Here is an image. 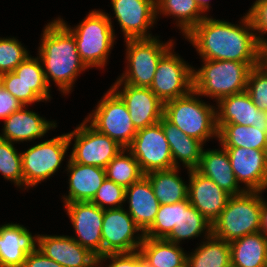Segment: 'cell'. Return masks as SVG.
<instances>
[{
	"instance_id": "cell-22",
	"label": "cell",
	"mask_w": 267,
	"mask_h": 267,
	"mask_svg": "<svg viewBox=\"0 0 267 267\" xmlns=\"http://www.w3.org/2000/svg\"><path fill=\"white\" fill-rule=\"evenodd\" d=\"M38 246V233L20 223L0 225V267H23L27 254Z\"/></svg>"
},
{
	"instance_id": "cell-49",
	"label": "cell",
	"mask_w": 267,
	"mask_h": 267,
	"mask_svg": "<svg viewBox=\"0 0 267 267\" xmlns=\"http://www.w3.org/2000/svg\"><path fill=\"white\" fill-rule=\"evenodd\" d=\"M175 267H190V265H189V263H188V261L186 259L183 263H181V264H179L178 266H175Z\"/></svg>"
},
{
	"instance_id": "cell-44",
	"label": "cell",
	"mask_w": 267,
	"mask_h": 267,
	"mask_svg": "<svg viewBox=\"0 0 267 267\" xmlns=\"http://www.w3.org/2000/svg\"><path fill=\"white\" fill-rule=\"evenodd\" d=\"M22 106L13 95L2 86L0 87V120L3 121Z\"/></svg>"
},
{
	"instance_id": "cell-33",
	"label": "cell",
	"mask_w": 267,
	"mask_h": 267,
	"mask_svg": "<svg viewBox=\"0 0 267 267\" xmlns=\"http://www.w3.org/2000/svg\"><path fill=\"white\" fill-rule=\"evenodd\" d=\"M218 142L223 147H242L264 150L267 143V131L264 127L224 124L218 130Z\"/></svg>"
},
{
	"instance_id": "cell-23",
	"label": "cell",
	"mask_w": 267,
	"mask_h": 267,
	"mask_svg": "<svg viewBox=\"0 0 267 267\" xmlns=\"http://www.w3.org/2000/svg\"><path fill=\"white\" fill-rule=\"evenodd\" d=\"M68 194L62 195V202H91L106 178L104 168L82 165L66 158ZM69 174V175H68Z\"/></svg>"
},
{
	"instance_id": "cell-13",
	"label": "cell",
	"mask_w": 267,
	"mask_h": 267,
	"mask_svg": "<svg viewBox=\"0 0 267 267\" xmlns=\"http://www.w3.org/2000/svg\"><path fill=\"white\" fill-rule=\"evenodd\" d=\"M127 149L136 158L144 175L174 168L169 143L159 122L137 130Z\"/></svg>"
},
{
	"instance_id": "cell-28",
	"label": "cell",
	"mask_w": 267,
	"mask_h": 267,
	"mask_svg": "<svg viewBox=\"0 0 267 267\" xmlns=\"http://www.w3.org/2000/svg\"><path fill=\"white\" fill-rule=\"evenodd\" d=\"M138 251L147 267H175L187 259V251L182 245L166 238L144 237Z\"/></svg>"
},
{
	"instance_id": "cell-40",
	"label": "cell",
	"mask_w": 267,
	"mask_h": 267,
	"mask_svg": "<svg viewBox=\"0 0 267 267\" xmlns=\"http://www.w3.org/2000/svg\"><path fill=\"white\" fill-rule=\"evenodd\" d=\"M91 203L101 209H114L125 206V188L105 178Z\"/></svg>"
},
{
	"instance_id": "cell-31",
	"label": "cell",
	"mask_w": 267,
	"mask_h": 267,
	"mask_svg": "<svg viewBox=\"0 0 267 267\" xmlns=\"http://www.w3.org/2000/svg\"><path fill=\"white\" fill-rule=\"evenodd\" d=\"M201 240L195 250L187 253L190 267H231L229 242L213 234Z\"/></svg>"
},
{
	"instance_id": "cell-25",
	"label": "cell",
	"mask_w": 267,
	"mask_h": 267,
	"mask_svg": "<svg viewBox=\"0 0 267 267\" xmlns=\"http://www.w3.org/2000/svg\"><path fill=\"white\" fill-rule=\"evenodd\" d=\"M219 146L218 149L207 148L206 150L203 148L201 160L196 170L211 178L231 196L244 193L245 190L236 180L226 149L221 144Z\"/></svg>"
},
{
	"instance_id": "cell-9",
	"label": "cell",
	"mask_w": 267,
	"mask_h": 267,
	"mask_svg": "<svg viewBox=\"0 0 267 267\" xmlns=\"http://www.w3.org/2000/svg\"><path fill=\"white\" fill-rule=\"evenodd\" d=\"M84 119L123 148L131 145L137 133L125 103L111 88Z\"/></svg>"
},
{
	"instance_id": "cell-2",
	"label": "cell",
	"mask_w": 267,
	"mask_h": 267,
	"mask_svg": "<svg viewBox=\"0 0 267 267\" xmlns=\"http://www.w3.org/2000/svg\"><path fill=\"white\" fill-rule=\"evenodd\" d=\"M42 32L37 56L46 82L50 87L53 81L61 95L71 94L77 77L88 70L80 59L75 38L57 18L47 23Z\"/></svg>"
},
{
	"instance_id": "cell-8",
	"label": "cell",
	"mask_w": 267,
	"mask_h": 267,
	"mask_svg": "<svg viewBox=\"0 0 267 267\" xmlns=\"http://www.w3.org/2000/svg\"><path fill=\"white\" fill-rule=\"evenodd\" d=\"M69 147L67 133H63L21 151L23 189L28 191L54 176L68 156Z\"/></svg>"
},
{
	"instance_id": "cell-41",
	"label": "cell",
	"mask_w": 267,
	"mask_h": 267,
	"mask_svg": "<svg viewBox=\"0 0 267 267\" xmlns=\"http://www.w3.org/2000/svg\"><path fill=\"white\" fill-rule=\"evenodd\" d=\"M2 87L13 95L23 106L44 102L21 78L13 71L3 74Z\"/></svg>"
},
{
	"instance_id": "cell-34",
	"label": "cell",
	"mask_w": 267,
	"mask_h": 267,
	"mask_svg": "<svg viewBox=\"0 0 267 267\" xmlns=\"http://www.w3.org/2000/svg\"><path fill=\"white\" fill-rule=\"evenodd\" d=\"M106 178L125 189L138 181L142 173L136 158L124 148L106 167Z\"/></svg>"
},
{
	"instance_id": "cell-19",
	"label": "cell",
	"mask_w": 267,
	"mask_h": 267,
	"mask_svg": "<svg viewBox=\"0 0 267 267\" xmlns=\"http://www.w3.org/2000/svg\"><path fill=\"white\" fill-rule=\"evenodd\" d=\"M22 106L3 120L0 138L14 144L24 142H34L46 136L48 131L57 128L56 121L47 120L35 111Z\"/></svg>"
},
{
	"instance_id": "cell-15",
	"label": "cell",
	"mask_w": 267,
	"mask_h": 267,
	"mask_svg": "<svg viewBox=\"0 0 267 267\" xmlns=\"http://www.w3.org/2000/svg\"><path fill=\"white\" fill-rule=\"evenodd\" d=\"M110 88L125 103L136 130L154 125L163 117L164 103L150 88L125 84L118 78Z\"/></svg>"
},
{
	"instance_id": "cell-30",
	"label": "cell",
	"mask_w": 267,
	"mask_h": 267,
	"mask_svg": "<svg viewBox=\"0 0 267 267\" xmlns=\"http://www.w3.org/2000/svg\"><path fill=\"white\" fill-rule=\"evenodd\" d=\"M180 168L145 174L160 204H174L188 199V182L179 175Z\"/></svg>"
},
{
	"instance_id": "cell-5",
	"label": "cell",
	"mask_w": 267,
	"mask_h": 267,
	"mask_svg": "<svg viewBox=\"0 0 267 267\" xmlns=\"http://www.w3.org/2000/svg\"><path fill=\"white\" fill-rule=\"evenodd\" d=\"M193 89L185 96L164 103L163 116L187 136L204 145L218 140L216 106L205 102Z\"/></svg>"
},
{
	"instance_id": "cell-20",
	"label": "cell",
	"mask_w": 267,
	"mask_h": 267,
	"mask_svg": "<svg viewBox=\"0 0 267 267\" xmlns=\"http://www.w3.org/2000/svg\"><path fill=\"white\" fill-rule=\"evenodd\" d=\"M216 104L217 128L224 124L264 127L267 131V112L259 110L245 90L221 98Z\"/></svg>"
},
{
	"instance_id": "cell-12",
	"label": "cell",
	"mask_w": 267,
	"mask_h": 267,
	"mask_svg": "<svg viewBox=\"0 0 267 267\" xmlns=\"http://www.w3.org/2000/svg\"><path fill=\"white\" fill-rule=\"evenodd\" d=\"M101 235L102 255L138 251L145 237L125 206L104 210Z\"/></svg>"
},
{
	"instance_id": "cell-4",
	"label": "cell",
	"mask_w": 267,
	"mask_h": 267,
	"mask_svg": "<svg viewBox=\"0 0 267 267\" xmlns=\"http://www.w3.org/2000/svg\"><path fill=\"white\" fill-rule=\"evenodd\" d=\"M201 62L200 68L193 67V90L216 103L225 96L245 91L251 68L259 64L206 59Z\"/></svg>"
},
{
	"instance_id": "cell-48",
	"label": "cell",
	"mask_w": 267,
	"mask_h": 267,
	"mask_svg": "<svg viewBox=\"0 0 267 267\" xmlns=\"http://www.w3.org/2000/svg\"><path fill=\"white\" fill-rule=\"evenodd\" d=\"M197 4L199 5L200 9L207 14L208 12H210L209 10H211L212 7H210V0H196ZM207 12V13H206Z\"/></svg>"
},
{
	"instance_id": "cell-24",
	"label": "cell",
	"mask_w": 267,
	"mask_h": 267,
	"mask_svg": "<svg viewBox=\"0 0 267 267\" xmlns=\"http://www.w3.org/2000/svg\"><path fill=\"white\" fill-rule=\"evenodd\" d=\"M125 203L128 204L127 212L145 233L154 222L160 207L145 175L125 189Z\"/></svg>"
},
{
	"instance_id": "cell-6",
	"label": "cell",
	"mask_w": 267,
	"mask_h": 267,
	"mask_svg": "<svg viewBox=\"0 0 267 267\" xmlns=\"http://www.w3.org/2000/svg\"><path fill=\"white\" fill-rule=\"evenodd\" d=\"M260 191H245L229 197L220 216L212 223V234L226 242L260 232Z\"/></svg>"
},
{
	"instance_id": "cell-3",
	"label": "cell",
	"mask_w": 267,
	"mask_h": 267,
	"mask_svg": "<svg viewBox=\"0 0 267 267\" xmlns=\"http://www.w3.org/2000/svg\"><path fill=\"white\" fill-rule=\"evenodd\" d=\"M57 19L74 36L80 59L86 67L104 69L117 39L112 16L103 10L93 9L74 27L60 16Z\"/></svg>"
},
{
	"instance_id": "cell-36",
	"label": "cell",
	"mask_w": 267,
	"mask_h": 267,
	"mask_svg": "<svg viewBox=\"0 0 267 267\" xmlns=\"http://www.w3.org/2000/svg\"><path fill=\"white\" fill-rule=\"evenodd\" d=\"M0 174L23 191V171L21 151L14 143L0 138Z\"/></svg>"
},
{
	"instance_id": "cell-27",
	"label": "cell",
	"mask_w": 267,
	"mask_h": 267,
	"mask_svg": "<svg viewBox=\"0 0 267 267\" xmlns=\"http://www.w3.org/2000/svg\"><path fill=\"white\" fill-rule=\"evenodd\" d=\"M229 246L231 267L267 266V237L262 232L247 234Z\"/></svg>"
},
{
	"instance_id": "cell-29",
	"label": "cell",
	"mask_w": 267,
	"mask_h": 267,
	"mask_svg": "<svg viewBox=\"0 0 267 267\" xmlns=\"http://www.w3.org/2000/svg\"><path fill=\"white\" fill-rule=\"evenodd\" d=\"M156 19L170 17L174 19L176 27L185 37L206 16L197 4L196 0H155Z\"/></svg>"
},
{
	"instance_id": "cell-14",
	"label": "cell",
	"mask_w": 267,
	"mask_h": 267,
	"mask_svg": "<svg viewBox=\"0 0 267 267\" xmlns=\"http://www.w3.org/2000/svg\"><path fill=\"white\" fill-rule=\"evenodd\" d=\"M73 227L71 236L96 257L102 256V223L104 210L91 202L63 204Z\"/></svg>"
},
{
	"instance_id": "cell-10",
	"label": "cell",
	"mask_w": 267,
	"mask_h": 267,
	"mask_svg": "<svg viewBox=\"0 0 267 267\" xmlns=\"http://www.w3.org/2000/svg\"><path fill=\"white\" fill-rule=\"evenodd\" d=\"M72 145L69 158L82 165L104 168L124 149L115 140L97 131L85 119L67 133Z\"/></svg>"
},
{
	"instance_id": "cell-7",
	"label": "cell",
	"mask_w": 267,
	"mask_h": 267,
	"mask_svg": "<svg viewBox=\"0 0 267 267\" xmlns=\"http://www.w3.org/2000/svg\"><path fill=\"white\" fill-rule=\"evenodd\" d=\"M160 36L125 39V70L118 79L135 87L150 88L159 60L173 47L175 41L163 42ZM127 60V61H126Z\"/></svg>"
},
{
	"instance_id": "cell-50",
	"label": "cell",
	"mask_w": 267,
	"mask_h": 267,
	"mask_svg": "<svg viewBox=\"0 0 267 267\" xmlns=\"http://www.w3.org/2000/svg\"><path fill=\"white\" fill-rule=\"evenodd\" d=\"M264 153H265V158H266V161H267V143H266V146H265V149H264Z\"/></svg>"
},
{
	"instance_id": "cell-39",
	"label": "cell",
	"mask_w": 267,
	"mask_h": 267,
	"mask_svg": "<svg viewBox=\"0 0 267 267\" xmlns=\"http://www.w3.org/2000/svg\"><path fill=\"white\" fill-rule=\"evenodd\" d=\"M246 91L254 105L261 111L267 112V71L259 64L251 68Z\"/></svg>"
},
{
	"instance_id": "cell-43",
	"label": "cell",
	"mask_w": 267,
	"mask_h": 267,
	"mask_svg": "<svg viewBox=\"0 0 267 267\" xmlns=\"http://www.w3.org/2000/svg\"><path fill=\"white\" fill-rule=\"evenodd\" d=\"M253 29L260 44L266 43L267 38V0H256L247 11Z\"/></svg>"
},
{
	"instance_id": "cell-47",
	"label": "cell",
	"mask_w": 267,
	"mask_h": 267,
	"mask_svg": "<svg viewBox=\"0 0 267 267\" xmlns=\"http://www.w3.org/2000/svg\"><path fill=\"white\" fill-rule=\"evenodd\" d=\"M259 65L267 71V42L260 44Z\"/></svg>"
},
{
	"instance_id": "cell-51",
	"label": "cell",
	"mask_w": 267,
	"mask_h": 267,
	"mask_svg": "<svg viewBox=\"0 0 267 267\" xmlns=\"http://www.w3.org/2000/svg\"><path fill=\"white\" fill-rule=\"evenodd\" d=\"M2 76L3 74H0V87L2 86Z\"/></svg>"
},
{
	"instance_id": "cell-17",
	"label": "cell",
	"mask_w": 267,
	"mask_h": 267,
	"mask_svg": "<svg viewBox=\"0 0 267 267\" xmlns=\"http://www.w3.org/2000/svg\"><path fill=\"white\" fill-rule=\"evenodd\" d=\"M237 182L245 191L267 190V161L264 150L224 147ZM265 190V191H264Z\"/></svg>"
},
{
	"instance_id": "cell-35",
	"label": "cell",
	"mask_w": 267,
	"mask_h": 267,
	"mask_svg": "<svg viewBox=\"0 0 267 267\" xmlns=\"http://www.w3.org/2000/svg\"><path fill=\"white\" fill-rule=\"evenodd\" d=\"M32 89L44 102H50L51 87L48 86L42 63L38 56L29 55L13 71Z\"/></svg>"
},
{
	"instance_id": "cell-32",
	"label": "cell",
	"mask_w": 267,
	"mask_h": 267,
	"mask_svg": "<svg viewBox=\"0 0 267 267\" xmlns=\"http://www.w3.org/2000/svg\"><path fill=\"white\" fill-rule=\"evenodd\" d=\"M212 234V223L209 222L188 199L181 201L180 224L166 238L168 241L182 244L184 240L196 237L207 238ZM183 240V242H182Z\"/></svg>"
},
{
	"instance_id": "cell-11",
	"label": "cell",
	"mask_w": 267,
	"mask_h": 267,
	"mask_svg": "<svg viewBox=\"0 0 267 267\" xmlns=\"http://www.w3.org/2000/svg\"><path fill=\"white\" fill-rule=\"evenodd\" d=\"M173 46L158 62L151 91L166 103L193 89V66L175 53Z\"/></svg>"
},
{
	"instance_id": "cell-21",
	"label": "cell",
	"mask_w": 267,
	"mask_h": 267,
	"mask_svg": "<svg viewBox=\"0 0 267 267\" xmlns=\"http://www.w3.org/2000/svg\"><path fill=\"white\" fill-rule=\"evenodd\" d=\"M37 248L63 267H96V256L69 235L38 234Z\"/></svg>"
},
{
	"instance_id": "cell-45",
	"label": "cell",
	"mask_w": 267,
	"mask_h": 267,
	"mask_svg": "<svg viewBox=\"0 0 267 267\" xmlns=\"http://www.w3.org/2000/svg\"><path fill=\"white\" fill-rule=\"evenodd\" d=\"M23 267H63L58 262L46 257L38 248L27 254Z\"/></svg>"
},
{
	"instance_id": "cell-26",
	"label": "cell",
	"mask_w": 267,
	"mask_h": 267,
	"mask_svg": "<svg viewBox=\"0 0 267 267\" xmlns=\"http://www.w3.org/2000/svg\"><path fill=\"white\" fill-rule=\"evenodd\" d=\"M169 143L174 168L196 169L201 160L204 144L191 136H187L164 116L159 121ZM181 163V164H180Z\"/></svg>"
},
{
	"instance_id": "cell-37",
	"label": "cell",
	"mask_w": 267,
	"mask_h": 267,
	"mask_svg": "<svg viewBox=\"0 0 267 267\" xmlns=\"http://www.w3.org/2000/svg\"><path fill=\"white\" fill-rule=\"evenodd\" d=\"M181 202L160 204L156 218L151 227L144 233L145 237L167 238L180 224Z\"/></svg>"
},
{
	"instance_id": "cell-46",
	"label": "cell",
	"mask_w": 267,
	"mask_h": 267,
	"mask_svg": "<svg viewBox=\"0 0 267 267\" xmlns=\"http://www.w3.org/2000/svg\"><path fill=\"white\" fill-rule=\"evenodd\" d=\"M260 232H262L267 237V200L263 197V194L260 215Z\"/></svg>"
},
{
	"instance_id": "cell-18",
	"label": "cell",
	"mask_w": 267,
	"mask_h": 267,
	"mask_svg": "<svg viewBox=\"0 0 267 267\" xmlns=\"http://www.w3.org/2000/svg\"><path fill=\"white\" fill-rule=\"evenodd\" d=\"M188 200L209 222L213 223L231 196L211 178L196 169L188 170Z\"/></svg>"
},
{
	"instance_id": "cell-16",
	"label": "cell",
	"mask_w": 267,
	"mask_h": 267,
	"mask_svg": "<svg viewBox=\"0 0 267 267\" xmlns=\"http://www.w3.org/2000/svg\"><path fill=\"white\" fill-rule=\"evenodd\" d=\"M113 17L125 39L152 38L156 24L155 0H111Z\"/></svg>"
},
{
	"instance_id": "cell-38",
	"label": "cell",
	"mask_w": 267,
	"mask_h": 267,
	"mask_svg": "<svg viewBox=\"0 0 267 267\" xmlns=\"http://www.w3.org/2000/svg\"><path fill=\"white\" fill-rule=\"evenodd\" d=\"M30 54L15 37H0V74L12 72Z\"/></svg>"
},
{
	"instance_id": "cell-1",
	"label": "cell",
	"mask_w": 267,
	"mask_h": 267,
	"mask_svg": "<svg viewBox=\"0 0 267 267\" xmlns=\"http://www.w3.org/2000/svg\"><path fill=\"white\" fill-rule=\"evenodd\" d=\"M212 17L207 15L184 37L201 59L259 63L260 43L247 12L239 24Z\"/></svg>"
},
{
	"instance_id": "cell-42",
	"label": "cell",
	"mask_w": 267,
	"mask_h": 267,
	"mask_svg": "<svg viewBox=\"0 0 267 267\" xmlns=\"http://www.w3.org/2000/svg\"><path fill=\"white\" fill-rule=\"evenodd\" d=\"M104 265L105 267H147L139 251L131 253H108L97 257L96 267H104Z\"/></svg>"
}]
</instances>
